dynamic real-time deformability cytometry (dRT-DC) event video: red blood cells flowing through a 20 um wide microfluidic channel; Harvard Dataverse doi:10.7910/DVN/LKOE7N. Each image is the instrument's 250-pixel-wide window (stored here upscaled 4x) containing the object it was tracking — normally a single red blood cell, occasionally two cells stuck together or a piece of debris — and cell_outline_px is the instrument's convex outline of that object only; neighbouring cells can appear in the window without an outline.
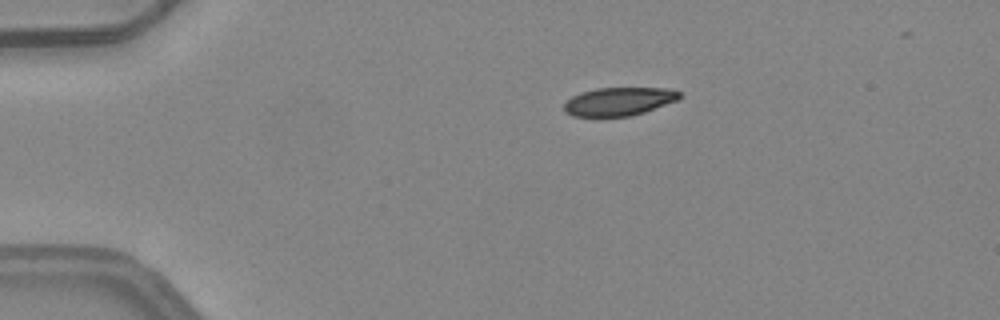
{"species": "common noctule bat (a hibernating species)", "species_latin": "Nyctalus noctula", "temperature_condition": "warm", "stored_images_in_passage": 3, "camera_frame_rate_fps": 3000, "um_per_image_px": 0.085, "animal": {"sex": "female", "body_mass_g": 24.6, "forearm_length_mm": 56.2}, "frame": {"image": 1, "passage_image": 1, "time_ms": 0.0, "image_size_px": [1000, 320], "cell_outline_px": [[680, 96], [676, 100], [644, 112], [632, 116], [572, 116], [564, 112], [564, 104], [572, 96], [580, 92], [596, 88], [664, 88], [680, 92]], "centroid_in_image_um": [52.55, 8.62], "position_along_channel_um": 32.5, "area_um2": 18.84}}
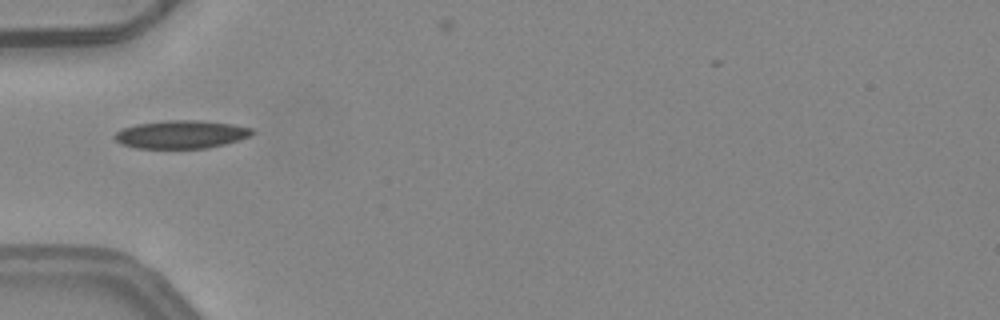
{"frame": {"image": 2, "passage_image": 3, "time_ms": 0.667, "image_size_px": [1000, 320], "cell_outline_px": [[256, 132], [240, 140], [208, 148], [136, 148], [120, 144], [112, 136], [120, 128], [136, 124], [164, 120], [200, 120], [232, 124], [252, 128]], "centroid_in_image_um": [15.37, 11.42], "position_along_channel_um": 69.6, "area_um2": 22.72}}